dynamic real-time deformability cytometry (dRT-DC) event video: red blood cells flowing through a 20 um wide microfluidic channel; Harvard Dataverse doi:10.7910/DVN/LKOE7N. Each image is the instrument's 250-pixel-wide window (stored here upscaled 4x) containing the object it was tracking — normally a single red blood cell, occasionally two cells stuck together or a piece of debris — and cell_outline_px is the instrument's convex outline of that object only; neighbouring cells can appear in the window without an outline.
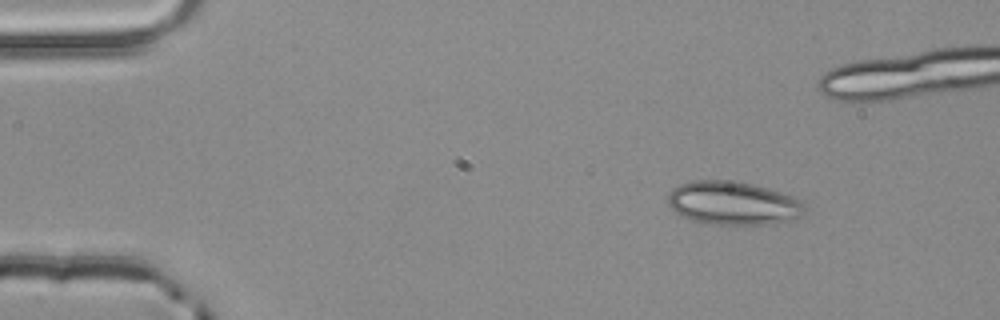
{"species": "common noctule bat (a hibernating species)", "species_latin": "Nyctalus noctula", "temperature_condition": "room temperature", "stored_images_in_passage": 4, "camera_frame_rate_fps": 3000, "um_per_image_px": 0.085, "animal": {"sex": "male", "body_mass_g": 20.4}, "frame": {"image": 1, "passage_image": 1, "time_ms": 0.0, "image_size_px": [1000, 320], "cell_outline_px": [[804, 216], [788, 224], [712, 224], [692, 220], [676, 212], [668, 204], [668, 192], [672, 188], [680, 184], [692, 180], [728, 180], [752, 184], [792, 196], [804, 200]], "centroid_in_image_um": [62.38, 17.28], "position_along_channel_um": 22.6, "area_um2": 35.03}}